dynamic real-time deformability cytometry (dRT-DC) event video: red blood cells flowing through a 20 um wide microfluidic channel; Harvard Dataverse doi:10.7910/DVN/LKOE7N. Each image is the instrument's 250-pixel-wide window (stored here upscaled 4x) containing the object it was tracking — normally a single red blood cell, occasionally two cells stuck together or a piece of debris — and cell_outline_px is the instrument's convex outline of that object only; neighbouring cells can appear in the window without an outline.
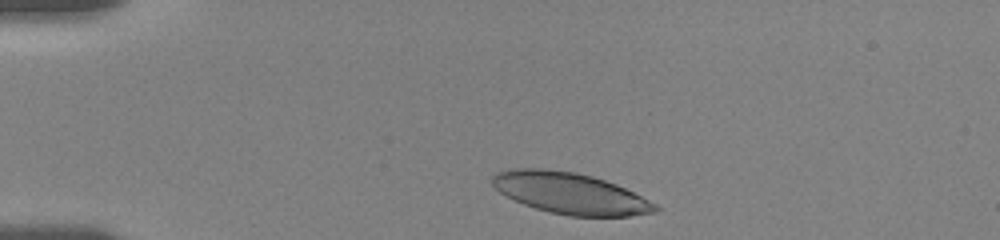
{"species": "human", "species_latin": "Homo sapiens", "temperature_condition": "room temperature", "stored_images_in_passage": 40, "camera_frame_rate_fps": 3000, "um_per_image_px": 0.085, "donor": {"sex": "female"}, "frame": {"image": 1, "passage_image": 2, "time_ms": 0.333, "image_size_px": [1000, 240], "cell_outline_px": [[660, 208], [656, 212], [628, 216], [568, 216], [548, 212], [524, 204], [500, 192], [492, 184], [492, 176], [496, 172], [512, 168], [544, 168], [576, 172], [592, 176], [616, 184], [656, 204]], "centroid_in_image_um": [48.45, 16.42], "position_along_channel_um": 36.6, "area_um2": 39.02}}
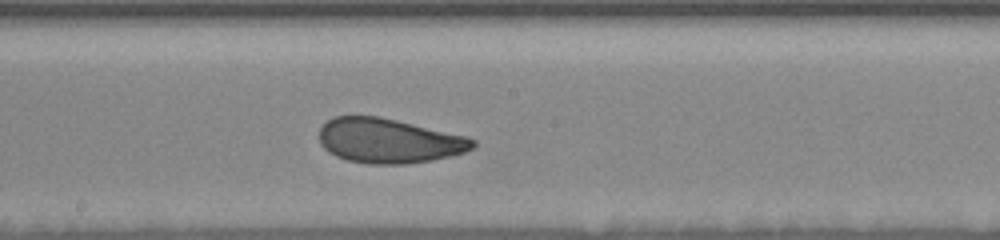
{"frame": {"image": 2, "passage_image": 21, "time_ms": 6.667, "image_size_px": [1000, 240], "cell_outline_px": [[476, 144], [472, 148], [464, 152], [432, 160], [408, 164], [368, 164], [348, 160], [336, 156], [328, 152], [320, 144], [320, 128], [328, 120], [336, 116], [376, 116], [396, 120], [468, 136], [476, 140]], "centroid_in_image_um": [33.05, 11.97], "position_along_channel_um": 215.1, "area_um2": 39.88}}
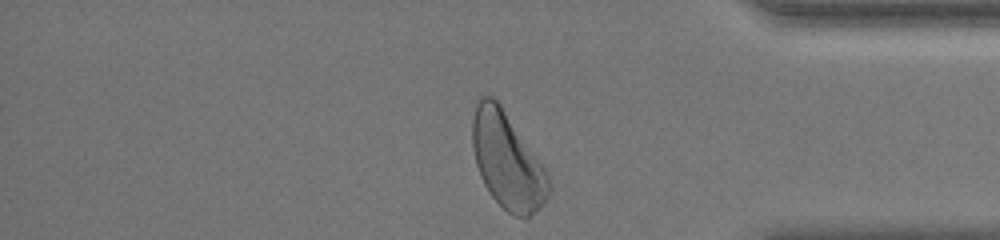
{"frame": {"image": 3, "passage_image": 40, "time_ms": 12.0, "image_size_px": [1000, 240], "cell_outline_px": [[552, 184], [548, 196], [544, 204], [524, 220], [508, 212], [492, 196], [484, 184], [480, 176], [476, 164], [472, 148], [472, 120], [476, 100], [480, 96], [492, 96], [500, 104], [548, 172]], "centroid_in_image_um": [43.12, 13.66], "position_along_channel_um": 392.1, "area_um2": 42.95}, "authors_computed_cell_mechanics": {"area_um2": 40.3155, "velocity_mm_per_s": 3.6025, "shape_relaxation_time_tau1_ms": 4.0408, "shape_relaxation_time_tau2_ms": 1.491, "deformation_change_tau1": 0.125, "deformation_change_tau2": 0.0857}}